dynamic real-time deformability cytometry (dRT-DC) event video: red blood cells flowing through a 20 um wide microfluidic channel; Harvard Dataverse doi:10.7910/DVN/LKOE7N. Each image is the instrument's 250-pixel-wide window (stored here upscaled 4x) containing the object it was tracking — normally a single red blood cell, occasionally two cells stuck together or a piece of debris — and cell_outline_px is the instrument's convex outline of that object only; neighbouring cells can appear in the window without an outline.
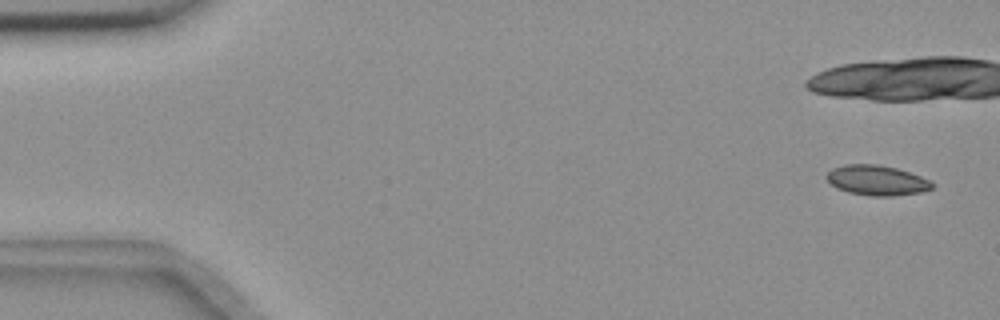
{"species": "common noctule bat (a hibernating species)", "species_latin": "Nyctalus noctula", "temperature_condition": "room temperature", "stored_images_in_passage": 13, "camera_frame_rate_fps": 3000, "um_per_image_px": 0.085, "animal": {"sex": "female", "body_mass_g": 18.4}, "frame": {"image": 1, "passage_image": 1, "time_ms": 0.0, "image_size_px": [1000, 320], "cell_outline_px": [[932, 188], [920, 192], [892, 196], [872, 196], [848, 192], [836, 188], [824, 176], [832, 168], [844, 164], [876, 164], [896, 168], [920, 176], [928, 180], [932, 184]], "centroid_in_image_um": [74.47, 15.32], "position_along_channel_um": 10.5, "area_um2": 18.32}}